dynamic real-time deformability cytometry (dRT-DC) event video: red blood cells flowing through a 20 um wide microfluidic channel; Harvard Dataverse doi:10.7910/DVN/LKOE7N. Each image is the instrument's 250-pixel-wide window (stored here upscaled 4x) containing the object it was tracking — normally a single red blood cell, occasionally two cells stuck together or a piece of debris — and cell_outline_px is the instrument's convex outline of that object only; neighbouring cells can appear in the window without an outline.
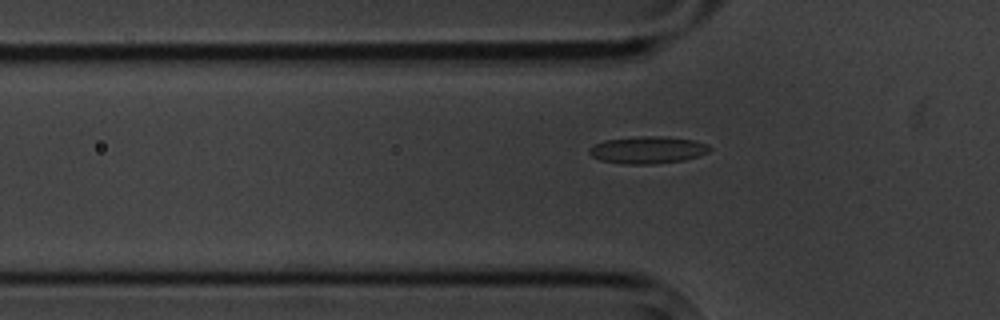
{"species": "common noctule bat (a hibernating species)", "species_latin": "Nyctalus noctula", "temperature_condition": "cold", "stored_images_in_passage": 5, "segment_of_instrument_passage": [2, 2], "camera_frame_rate_fps": 3000, "um_per_image_px": 0.085, "animal": {"sex": "male", "body_mass_g": 20.1, "forearm_length_mm": 53.5}, "frame": {"image": 1, "passage_image": 5, "time_ms": 5.0, "image_size_px": [1000, 320], "cell_outline_px": [[712, 148], [708, 152], [684, 160], [656, 164], [624, 164], [600, 160], [592, 156], [588, 152], [588, 148], [604, 140], [640, 136], [668, 136], [696, 140], [708, 144]], "centroid_in_image_um": [55.07, 12.74], "position_along_channel_um": 70.7, "area_um2": 19.25}}